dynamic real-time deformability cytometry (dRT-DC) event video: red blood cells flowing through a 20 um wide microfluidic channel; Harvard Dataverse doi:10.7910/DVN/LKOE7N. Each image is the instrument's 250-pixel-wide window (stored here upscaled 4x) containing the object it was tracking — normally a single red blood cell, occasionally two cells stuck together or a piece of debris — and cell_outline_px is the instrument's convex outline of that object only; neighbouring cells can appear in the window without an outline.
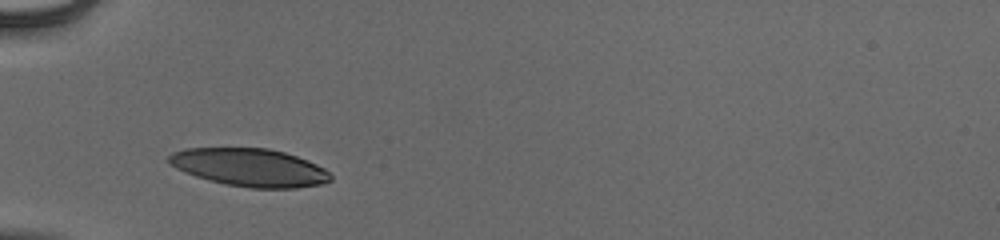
{"species": "human", "species_latin": "Homo sapiens", "temperature_condition": "cold", "stored_images_in_passage": 29, "camera_frame_rate_fps": 3000, "um_per_image_px": 0.085, "donor": {"sex": "male"}, "frame": {"image": 1, "passage_image": 1, "time_ms": 0.0, "image_size_px": [1000, 240], "cell_outline_px": [[332, 180], [320, 184], [296, 188], [248, 188], [228, 184], [196, 176], [176, 168], [168, 160], [168, 156], [172, 152], [184, 148], [268, 148], [284, 152], [308, 160], [324, 168], [332, 176]], "centroid_in_image_um": [21.25, 14.23], "position_along_channel_um": 63.8, "area_um2": 35.49}}
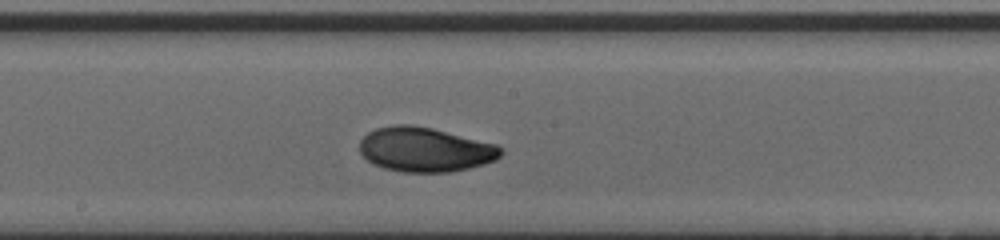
{"frame": {"image": 2, "passage_image": 13, "time_ms": 4.0, "image_size_px": [1000, 240], "cell_outline_px": [[504, 152], [496, 160], [484, 164], [468, 168], [448, 172], [404, 172], [384, 168], [372, 164], [360, 152], [360, 140], [368, 132], [376, 128], [396, 124], [412, 124], [432, 128], [496, 144]], "centroid_in_image_um": [36.12, 12.71], "position_along_channel_um": 212.1, "area_um2": 36.59}}
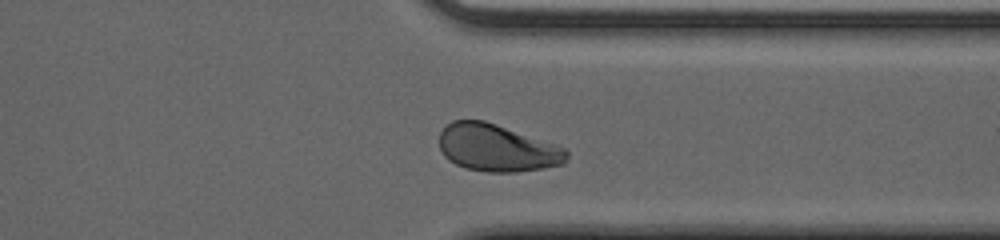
{"frame": {"image": 3, "passage_image": 25, "time_ms": 8.0, "image_size_px": [1000, 240], "cell_outline_px": [[568, 156], [564, 164], [544, 168], [516, 172], [488, 172], [464, 168], [448, 160], [444, 156], [440, 148], [440, 132], [452, 120], [484, 120], [556, 144], [564, 148], [568, 152]], "centroid_in_image_um": [42.25, 12.58], "position_along_channel_um": 369.2, "area_um2": 35.08}, "authors_computed_cell_mechanics": {"area_um2": 35.6048, "velocity_mm_per_s": 3.8998, "shape_relaxation_time_tau1_ms": 3.1571, "shape_relaxation_time_tau2_ms": 2.4035, "deformation_change_tau1": 0.1407, "deformation_change_tau2": 0.0582}}